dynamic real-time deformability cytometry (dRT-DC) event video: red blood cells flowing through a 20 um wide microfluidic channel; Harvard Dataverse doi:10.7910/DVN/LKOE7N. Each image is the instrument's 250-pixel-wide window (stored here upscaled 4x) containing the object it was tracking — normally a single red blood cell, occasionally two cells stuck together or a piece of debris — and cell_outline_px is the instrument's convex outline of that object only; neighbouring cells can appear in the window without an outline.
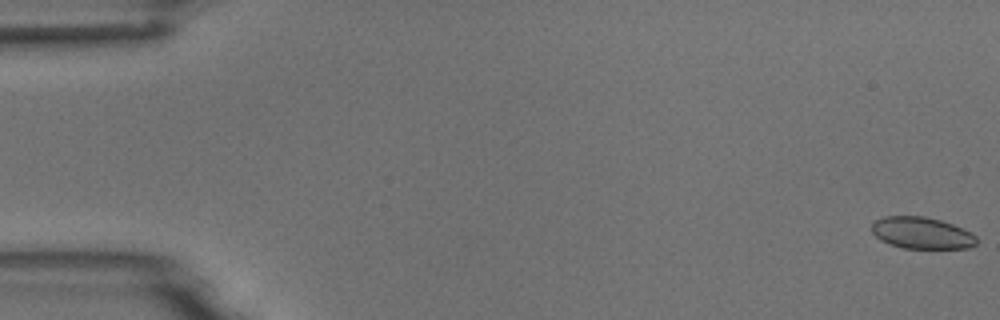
{"species": "common noctule bat (a hibernating species)", "species_latin": "Nyctalus noctula", "temperature_condition": "room temperature", "stored_images_in_passage": 9, "camera_frame_rate_fps": 3000, "um_per_image_px": 0.085, "animal": {"sex": "male", "body_mass_g": 18.8}, "frame": {"image": 1, "passage_image": 1, "time_ms": 0.0, "image_size_px": [1000, 320], "cell_outline_px": [[976, 244], [968, 248], [904, 248], [888, 244], [880, 240], [872, 232], [872, 224], [876, 220], [884, 216], [924, 216], [940, 220], [952, 224], [976, 236]], "centroid_in_image_um": [78.31, 19.8], "position_along_channel_um": 6.7, "area_um2": 19.19}}
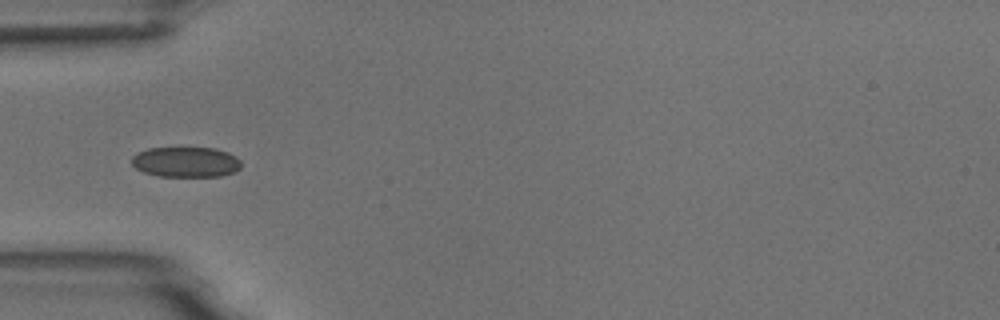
{"frame": {"image": 2, "passage_image": 6, "time_ms": 5.667, "image_size_px": [1000, 320], "cell_outline_px": [[240, 168], [236, 172], [220, 176], [160, 176], [144, 172], [136, 168], [132, 164], [132, 156], [136, 152], [148, 148], [216, 148], [228, 152], [236, 156], [240, 160]], "centroid_in_image_um": [15.81, 13.76], "position_along_channel_um": 69.2, "area_um2": 19.42}}